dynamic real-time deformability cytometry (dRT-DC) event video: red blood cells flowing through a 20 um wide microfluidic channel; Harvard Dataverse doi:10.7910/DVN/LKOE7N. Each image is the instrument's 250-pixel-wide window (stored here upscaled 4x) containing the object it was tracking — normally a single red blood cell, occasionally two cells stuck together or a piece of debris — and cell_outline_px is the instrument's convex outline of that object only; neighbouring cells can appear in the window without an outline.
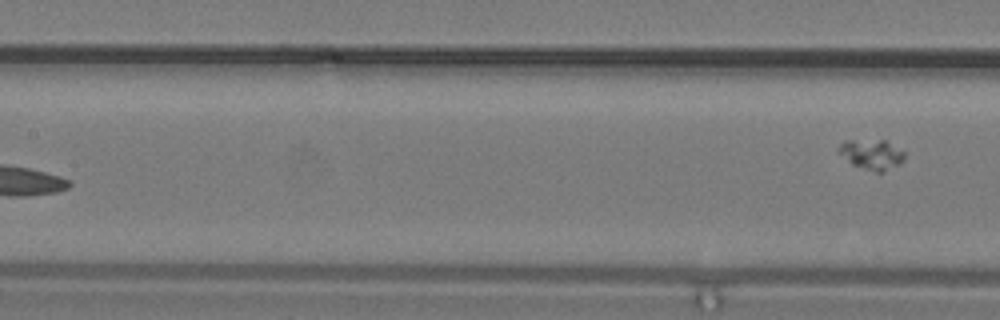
{"species": "common noctule bat (a hibernating species)", "species_latin": "Nyctalus noctula", "temperature_condition": "warm", "stored_images_in_passage": 12, "segment_of_instrument_passage": [2, 2], "camera_frame_rate_fps": 3000, "um_per_image_px": 0.085, "animal": {"sex": "male", "body_mass_g": 19.2, "forearm_length_mm": 51.8}, "frame": {"image": 1, "passage_image": 12, "time_ms": 3.667, "image_size_px": [1000, 320], "cell_outline_px": [[904, 160], [900, 164], [884, 172], [876, 172], [852, 164], [836, 152], [840, 144], [844, 140], [884, 140], [904, 152]], "centroid_in_image_um": [74.07, 13.12], "position_along_channel_um": 133.3, "area_um2": 11.5}}